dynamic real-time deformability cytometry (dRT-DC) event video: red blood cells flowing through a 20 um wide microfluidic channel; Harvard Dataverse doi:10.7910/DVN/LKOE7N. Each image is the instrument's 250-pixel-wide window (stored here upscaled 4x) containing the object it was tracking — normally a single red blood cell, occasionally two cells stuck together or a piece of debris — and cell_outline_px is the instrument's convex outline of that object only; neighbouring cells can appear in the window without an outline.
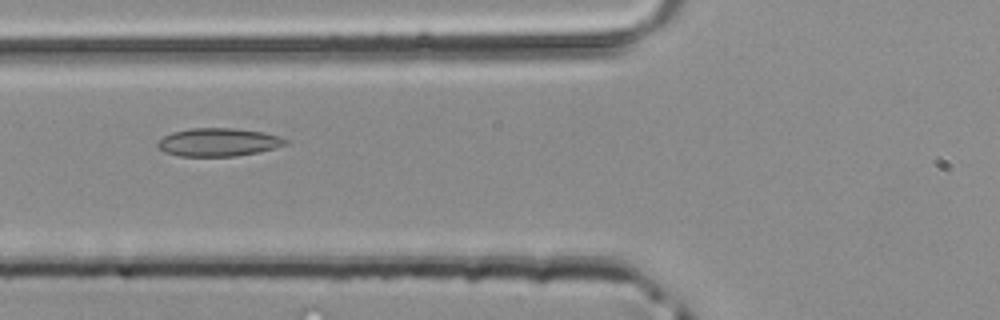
{"species": "common noctule bat (a hibernating species)", "species_latin": "Nyctalus noctula", "temperature_condition": "room temperature", "stored_images_in_passage": 2, "camera_frame_rate_fps": 3000, "um_per_image_px": 0.085, "animal": {"sex": "male", "body_mass_g": 20.4}, "frame": {"image": 1, "passage_image": 2, "time_ms": 0.333, "image_size_px": [1000, 320], "cell_outline_px": [[288, 144], [276, 148], [236, 156], [180, 156], [164, 152], [156, 144], [164, 136], [172, 132], [188, 128], [236, 128], [264, 132], [280, 136], [288, 140]], "centroid_in_image_um": [18.59, 12.08], "position_along_channel_um": 107.2, "area_um2": 21.04}}